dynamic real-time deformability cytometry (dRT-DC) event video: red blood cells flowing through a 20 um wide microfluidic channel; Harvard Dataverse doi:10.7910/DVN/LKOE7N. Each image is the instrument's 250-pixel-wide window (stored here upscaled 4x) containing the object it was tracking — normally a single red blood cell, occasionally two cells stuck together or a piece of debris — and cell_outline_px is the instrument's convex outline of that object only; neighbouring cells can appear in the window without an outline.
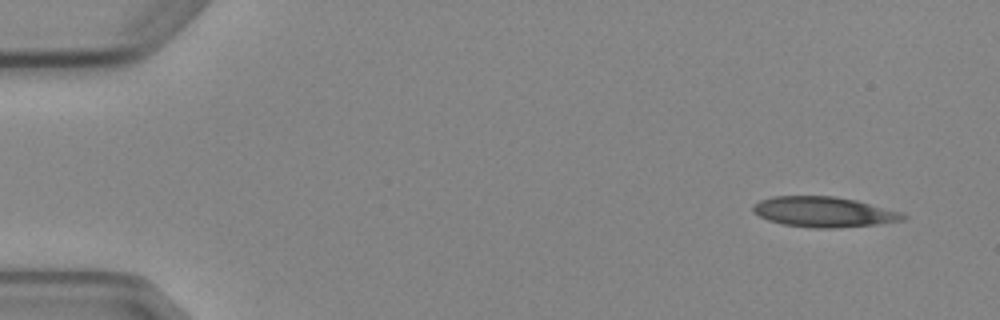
{"species": "Egyptian fruit bat (a non-hibernating species)", "species_latin": "Rousettus aegyptiacus", "temperature_condition": "cold", "stored_images_in_passage": 5, "camera_frame_rate_fps": 3000, "um_per_image_px": 0.085, "animal": {"sex": "female"}, "frame": {"image": 1, "passage_image": 1, "time_ms": 0.0, "image_size_px": [1000, 320], "cell_outline_px": [[908, 216], [904, 220], [876, 224], [832, 228], [812, 228], [784, 224], [768, 220], [752, 212], [752, 204], [760, 200], [772, 196], [836, 196], [856, 200], [904, 212]], "centroid_in_image_um": [70.03, 18.0], "position_along_channel_um": 15.0, "area_um2": 26.65}}
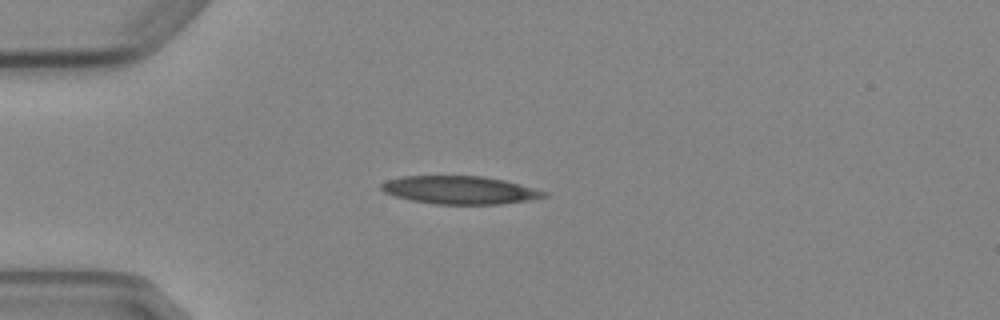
{"frame": {"image": 2, "passage_image": 4, "time_ms": 3.333, "image_size_px": [1000, 320], "cell_outline_px": [[548, 196], [528, 200], [500, 204], [436, 204], [412, 200], [396, 196], [384, 192], [380, 188], [380, 184], [388, 180], [404, 176], [484, 176], [504, 180], [520, 184], [548, 192]], "centroid_in_image_um": [39.1, 16.15], "position_along_channel_um": 45.9, "area_um2": 26.41}}